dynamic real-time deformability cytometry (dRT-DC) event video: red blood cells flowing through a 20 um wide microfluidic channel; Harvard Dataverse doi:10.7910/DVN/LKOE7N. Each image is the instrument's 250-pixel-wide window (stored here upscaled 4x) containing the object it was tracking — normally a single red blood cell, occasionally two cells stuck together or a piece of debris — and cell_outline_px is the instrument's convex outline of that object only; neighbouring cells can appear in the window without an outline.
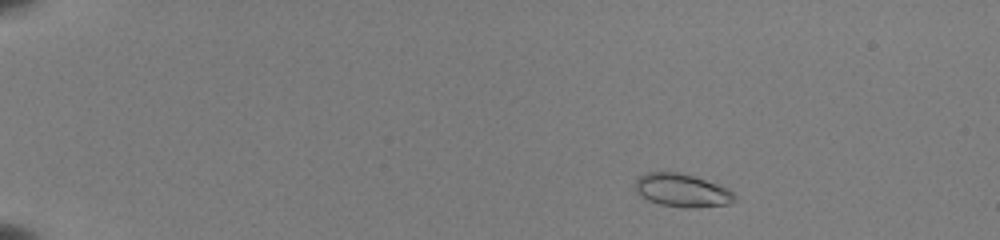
{"species": "common noctule bat (a hibernating species)", "species_latin": "Nyctalus noctula", "temperature_condition": "room temperature", "stored_images_in_passage": 50, "camera_frame_rate_fps": 3000, "um_per_image_px": 0.085, "animal": {"sex": "female", "body_mass_g": 22.0, "forearm_length_mm": 56.7}, "frame": {"image": 1, "passage_image": 6, "time_ms": 1.667, "image_size_px": [1000, 240], "cell_outline_px": [[736, 200], [728, 204], [660, 204], [648, 200], [636, 192], [636, 180], [644, 172], [676, 172], [692, 176], [728, 188], [736, 196]], "centroid_in_image_um": [57.92, 16.11], "position_along_channel_um": 27.1, "area_um2": 17.92}}
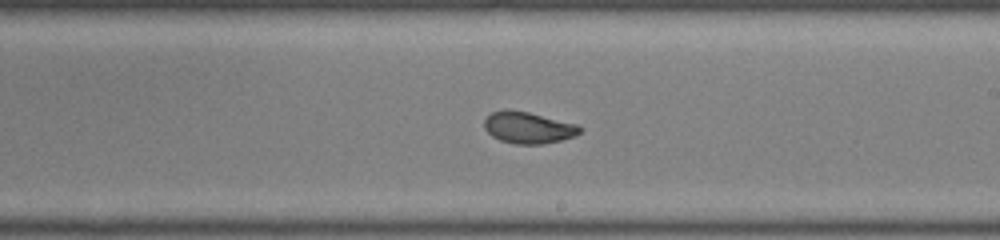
{"frame": {"image": 2, "passage_image": 31, "time_ms": 10.0, "image_size_px": [1000, 240], "cell_outline_px": [[584, 128], [576, 136], [560, 140], [540, 144], [516, 144], [500, 140], [492, 136], [484, 128], [484, 120], [492, 112], [508, 108], [528, 112], [576, 124]], "centroid_in_image_um": [44.89, 10.84], "position_along_channel_um": 244.1, "area_um2": 17.57}}
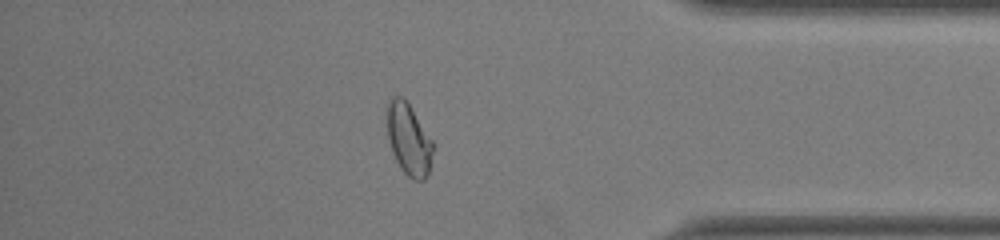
{"frame": {"image": 3, "passage_image": 44, "time_ms": 14.333, "image_size_px": [1000, 240], "cell_outline_px": [[432, 152], [428, 176], [424, 180], [412, 180], [400, 168], [392, 152], [388, 136], [388, 104], [392, 96], [400, 96], [408, 104], [432, 140]], "centroid_in_image_um": [34.74, 11.9], "position_along_channel_um": 400.5, "area_um2": 18.61}, "authors_computed_cell_mechanics": {"area_um2": 18.3226, "velocity_mm_per_s": 3.9668, "shape_relaxation_time_tau1_ms": 8.621, "shape_relaxation_time_tau2_ms": 0.754, "deformation_change_tau1": 0.2156, "deformation_change_tau2": 0.0589}}